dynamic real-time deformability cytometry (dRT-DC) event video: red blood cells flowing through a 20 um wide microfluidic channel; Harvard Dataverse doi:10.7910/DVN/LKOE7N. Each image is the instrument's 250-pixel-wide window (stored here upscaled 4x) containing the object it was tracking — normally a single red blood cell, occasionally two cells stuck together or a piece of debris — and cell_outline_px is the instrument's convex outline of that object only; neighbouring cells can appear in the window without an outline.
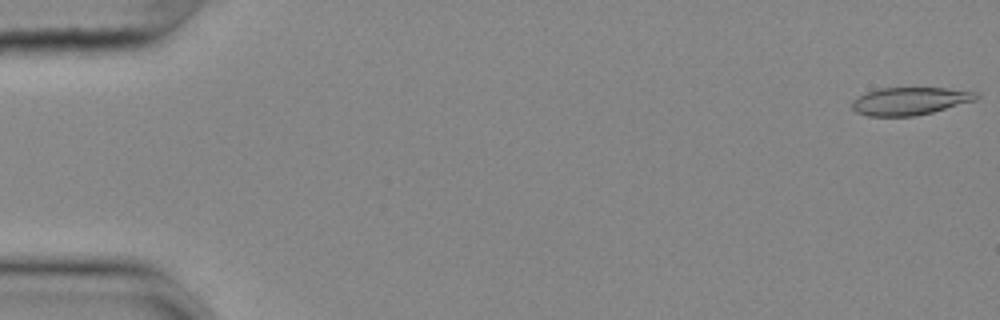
{"species": "common noctule bat (a hibernating species)", "species_latin": "Nyctalus noctula", "temperature_condition": "cold", "stored_images_in_passage": 16, "camera_frame_rate_fps": 3000, "um_per_image_px": 0.085, "animal": {"sex": "female", "body_mass_g": 25.1}, "frame": {"image": 1, "passage_image": 1, "time_ms": 0.0, "image_size_px": [1000, 320], "cell_outline_px": [[980, 96], [976, 100], [932, 112], [912, 116], [868, 116], [856, 112], [852, 108], [852, 100], [868, 92], [880, 88], [948, 88], [976, 92]], "centroid_in_image_um": [77.35, 8.59], "position_along_channel_um": 7.7, "area_um2": 19.88}}
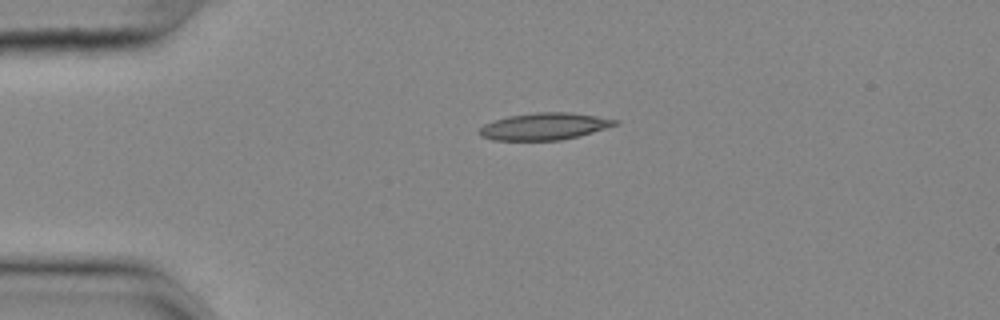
{"frame": {"image": 2, "passage_image": 13, "time_ms": 4.0, "image_size_px": [1000, 320], "cell_outline_px": [[620, 124], [580, 136], [560, 140], [492, 140], [480, 136], [476, 132], [484, 124], [508, 116], [536, 112], [568, 112], [596, 116], [620, 120]], "centroid_in_image_um": [46.28, 10.74], "position_along_channel_um": 38.7, "area_um2": 21.44}}